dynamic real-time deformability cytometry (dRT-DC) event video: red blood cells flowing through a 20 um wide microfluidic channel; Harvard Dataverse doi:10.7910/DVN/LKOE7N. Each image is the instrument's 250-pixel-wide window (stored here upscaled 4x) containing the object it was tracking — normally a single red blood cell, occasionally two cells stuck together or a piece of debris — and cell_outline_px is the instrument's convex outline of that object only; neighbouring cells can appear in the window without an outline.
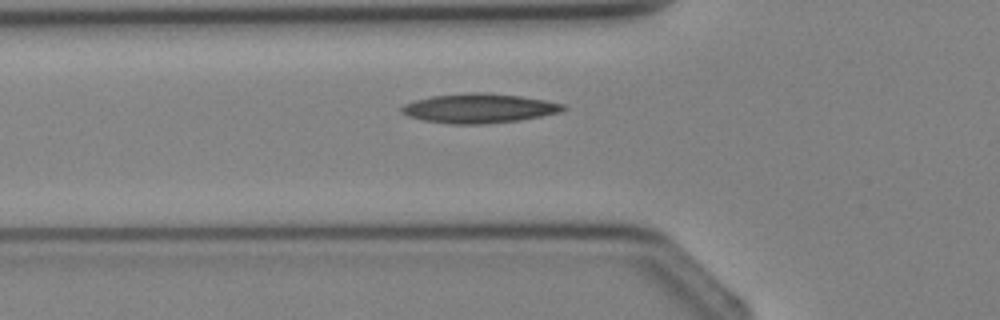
{"species": "Egyptian fruit bat (a non-hibernating species)", "species_latin": "Rousettus aegyptiacus", "temperature_condition": "cold", "stored_images_in_passage": 2, "camera_frame_rate_fps": 3000, "um_per_image_px": 0.085, "animal": {"sex": "female"}, "frame": {"image": 1, "passage_image": 2, "time_ms": 1.333, "image_size_px": [1000, 320], "cell_outline_px": [[568, 108], [560, 112], [520, 120], [484, 124], [448, 124], [424, 120], [408, 116], [400, 112], [400, 108], [404, 104], [416, 100], [432, 96], [468, 92], [480, 92], [520, 96], [544, 100], [564, 104]], "centroid_in_image_um": [40.71, 9.21], "position_along_channel_um": 85.1, "area_um2": 27.63}}